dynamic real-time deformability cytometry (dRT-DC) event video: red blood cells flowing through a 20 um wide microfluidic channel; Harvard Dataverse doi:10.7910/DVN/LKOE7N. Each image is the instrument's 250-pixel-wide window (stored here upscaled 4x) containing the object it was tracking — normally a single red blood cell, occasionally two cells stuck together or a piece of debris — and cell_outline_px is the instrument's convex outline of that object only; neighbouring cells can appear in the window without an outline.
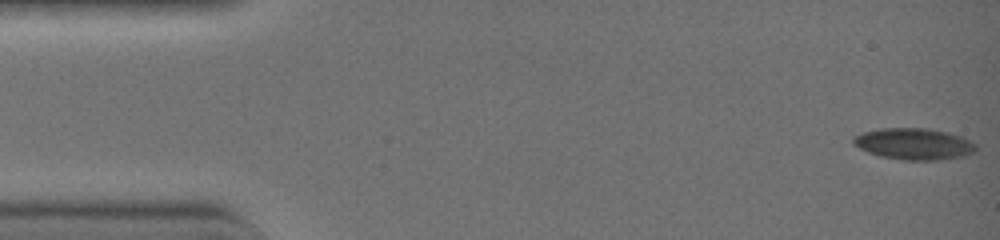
{"species": "common noctule bat (a hibernating species)", "species_latin": "Nyctalus noctula", "temperature_condition": "warm", "stored_images_in_passage": 9, "camera_frame_rate_fps": 3000, "um_per_image_px": 0.085, "animal": {"sex": "female", "body_mass_g": 19.0, "forearm_length_mm": 51.5}, "frame": {"image": 1, "passage_image": 1, "time_ms": 0.0, "image_size_px": [1000, 240], "cell_outline_px": [[976, 148], [972, 152], [964, 156], [940, 160], [904, 160], [880, 156], [868, 152], [860, 148], [852, 140], [856, 136], [864, 132], [884, 128], [920, 128], [944, 132], [960, 136], [976, 144]], "centroid_in_image_um": [77.69, 12.25], "position_along_channel_um": 7.3, "area_um2": 21.96}}